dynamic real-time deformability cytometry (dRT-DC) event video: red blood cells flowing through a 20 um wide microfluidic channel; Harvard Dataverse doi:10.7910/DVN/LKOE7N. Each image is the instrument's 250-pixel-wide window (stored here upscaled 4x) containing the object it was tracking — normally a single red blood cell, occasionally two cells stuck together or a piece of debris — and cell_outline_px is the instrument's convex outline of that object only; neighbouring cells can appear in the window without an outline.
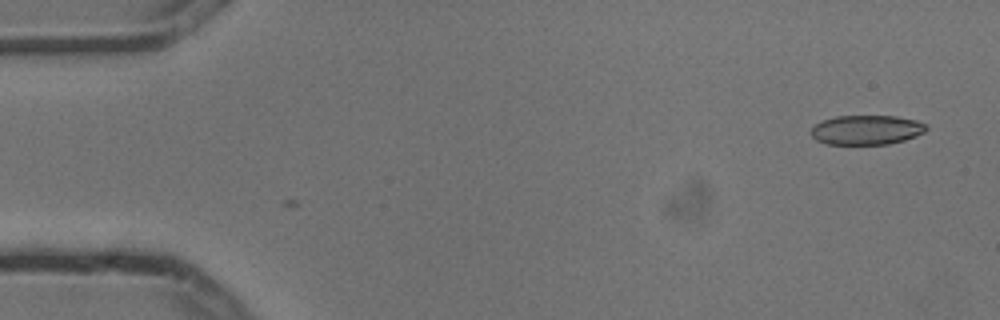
{"species": "common noctule bat (a hibernating species)", "species_latin": "Nyctalus noctula", "temperature_condition": "cold", "stored_images_in_passage": 2, "camera_frame_rate_fps": 3000, "um_per_image_px": 0.085, "animal": {"sex": "male", "body_mass_g": 13.3}, "frame": {"image": 1, "passage_image": 2, "time_ms": 0.333, "image_size_px": [1000, 320], "cell_outline_px": [[928, 128], [924, 132], [916, 136], [904, 140], [888, 144], [828, 144], [816, 140], [812, 136], [812, 128], [816, 124], [824, 120], [836, 116], [896, 116], [916, 120], [928, 124]], "centroid_in_image_um": [73.7, 11.04], "position_along_channel_um": 11.3, "area_um2": 19.77}}